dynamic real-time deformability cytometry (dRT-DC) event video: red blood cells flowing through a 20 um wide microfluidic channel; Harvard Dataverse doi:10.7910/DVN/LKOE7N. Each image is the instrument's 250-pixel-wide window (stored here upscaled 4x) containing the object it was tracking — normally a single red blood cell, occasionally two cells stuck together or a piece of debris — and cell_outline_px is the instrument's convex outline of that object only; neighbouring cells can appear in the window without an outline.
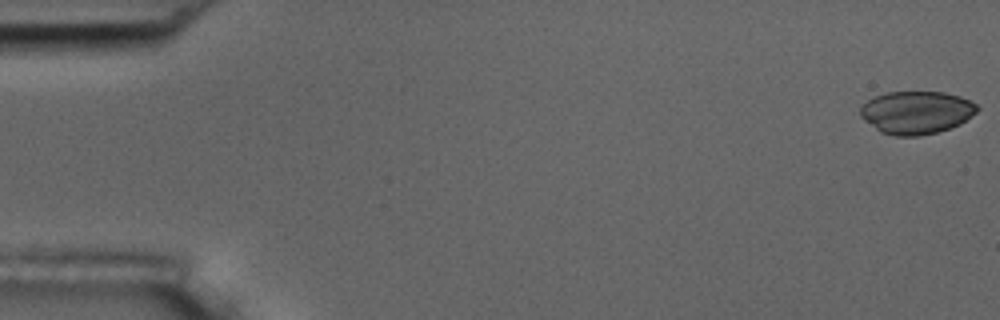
{"species": "common noctule bat (a hibernating species)", "species_latin": "Nyctalus noctula", "temperature_condition": "room temperature", "stored_images_in_passage": 54, "camera_frame_rate_fps": 3000, "um_per_image_px": 0.085, "animal": {"sex": "male", "body_mass_g": 17.5, "forearm_length_mm": 52.3}, "frame": {"image": 1, "passage_image": 1, "time_ms": 0.0, "image_size_px": [1000, 320], "cell_outline_px": [[980, 108], [972, 116], [960, 124], [936, 132], [920, 136], [896, 136], [880, 132], [864, 120], [860, 116], [860, 108], [868, 100], [876, 96], [888, 92], [944, 92], [960, 96], [976, 104]], "centroid_in_image_um": [77.89, 9.56], "position_along_channel_um": 7.1, "area_um2": 29.07}}
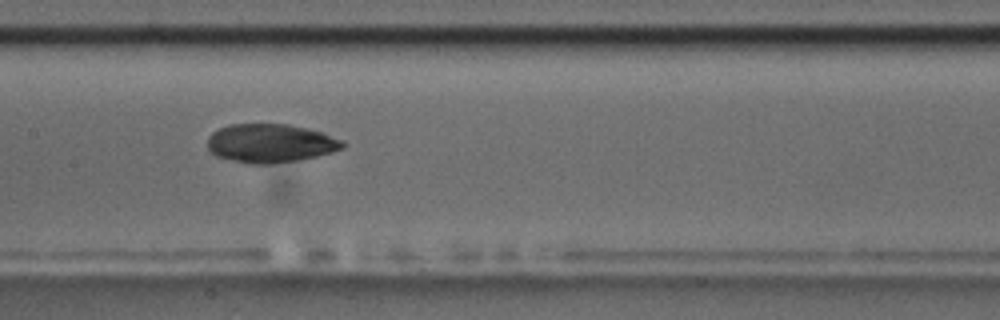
{"frame": {"image": 2, "passage_image": 27, "time_ms": 8.667, "image_size_px": [1000, 320], "cell_outline_px": [[344, 148], [332, 152], [300, 160], [268, 164], [248, 164], [216, 156], [208, 148], [208, 136], [212, 132], [228, 124], [288, 124], [308, 128], [324, 132], [344, 140]], "centroid_in_image_um": [23.01, 12.17], "position_along_channel_um": 184.4, "area_um2": 30.69}}
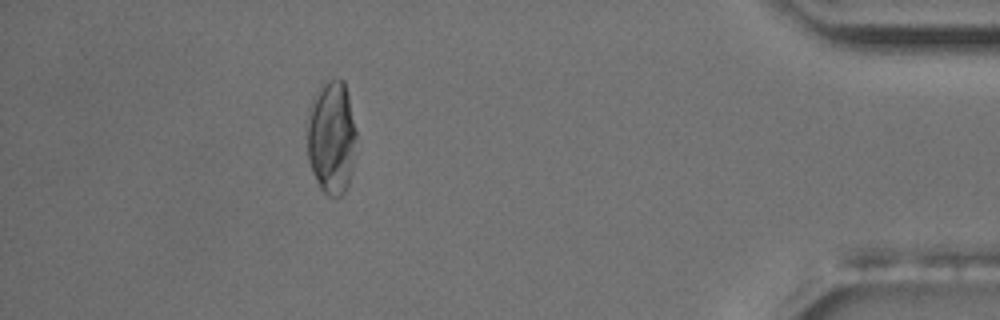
{"frame": {"image": 3, "passage_image": 49, "time_ms": 16.0, "image_size_px": [1000, 320], "cell_outline_px": [[356, 140], [352, 172], [348, 184], [344, 192], [336, 200], [328, 196], [320, 188], [312, 172], [308, 160], [308, 108], [316, 88], [324, 80], [344, 80], [348, 96], [356, 132]], "centroid_in_image_um": [28.16, 11.69], "position_along_channel_um": 407.0, "area_um2": 32.95}}